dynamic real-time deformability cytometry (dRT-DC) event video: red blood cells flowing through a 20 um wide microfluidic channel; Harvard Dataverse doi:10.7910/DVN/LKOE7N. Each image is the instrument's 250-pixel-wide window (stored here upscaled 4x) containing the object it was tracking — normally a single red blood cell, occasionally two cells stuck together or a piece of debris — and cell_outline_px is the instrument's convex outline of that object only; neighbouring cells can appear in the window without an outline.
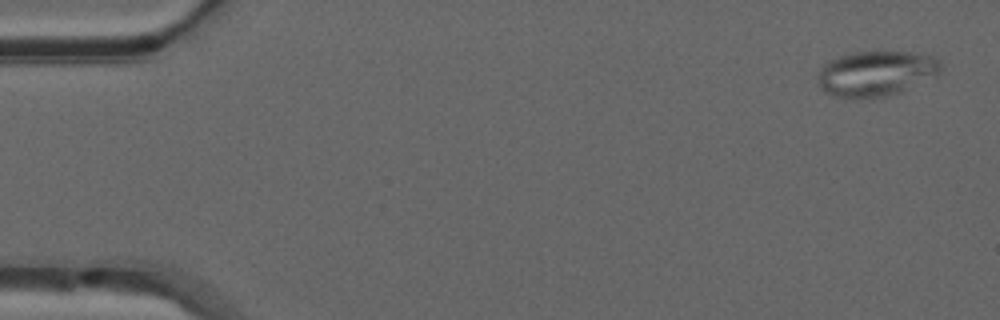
{"species": "common noctule bat (a hibernating species)", "species_latin": "Nyctalus noctula", "temperature_condition": "warm", "stored_images_in_passage": 51, "camera_frame_rate_fps": 3000, "um_per_image_px": 0.085, "animal": {"sex": "male", "forearm_length_mm": 52.5}, "frame": {"image": 1, "passage_image": 2, "time_ms": 0.333, "image_size_px": [1000, 320], "cell_outline_px": [[940, 72], [900, 92], [884, 96], [832, 96], [820, 88], [816, 80], [820, 68], [828, 60], [852, 52], [908, 52], [932, 56], [940, 60]], "centroid_in_image_um": [74.4, 6.22], "position_along_channel_um": 10.6, "area_um2": 31.73}}
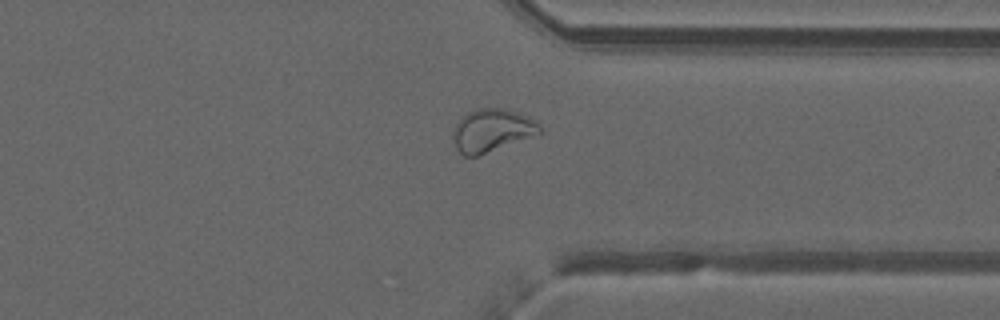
{"frame": {"image": 2, "passage_image": 39, "time_ms": 12.667, "image_size_px": [1000, 320], "cell_outline_px": [[540, 132], [476, 156], [464, 156], [456, 148], [452, 136], [456, 124], [468, 112], [476, 108], [504, 108], [528, 116], [536, 120], [540, 128]], "centroid_in_image_um": [41.77, 11.06], "position_along_channel_um": 369.6, "area_um2": 20.98}}
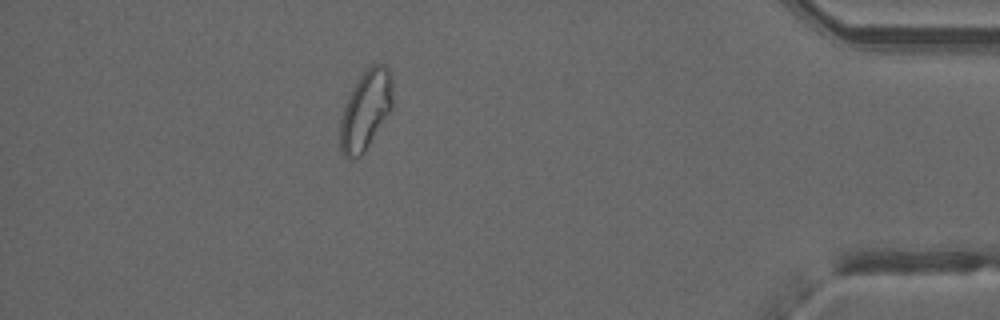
{"frame": {"image": 3, "passage_image": 45, "time_ms": 14.667, "image_size_px": [1000, 320], "cell_outline_px": [[392, 108], [364, 152], [360, 156], [348, 160], [340, 152], [340, 120], [344, 108], [356, 84], [364, 72], [372, 64], [384, 64], [388, 68], [392, 76]], "centroid_in_image_um": [31.09, 9.4], "position_along_channel_um": 404.1, "area_um2": 23.87}, "authors_computed_cell_mechanics": {"area_um2": 24.5072, "velocity_mm_per_s": 4.0093, "shape_relaxation_time_tau1_ms": null, "shape_relaxation_time_tau2_ms": 2.8478, "deformation_change_tau1": null, "deformation_change_tau2": 0.0996}}